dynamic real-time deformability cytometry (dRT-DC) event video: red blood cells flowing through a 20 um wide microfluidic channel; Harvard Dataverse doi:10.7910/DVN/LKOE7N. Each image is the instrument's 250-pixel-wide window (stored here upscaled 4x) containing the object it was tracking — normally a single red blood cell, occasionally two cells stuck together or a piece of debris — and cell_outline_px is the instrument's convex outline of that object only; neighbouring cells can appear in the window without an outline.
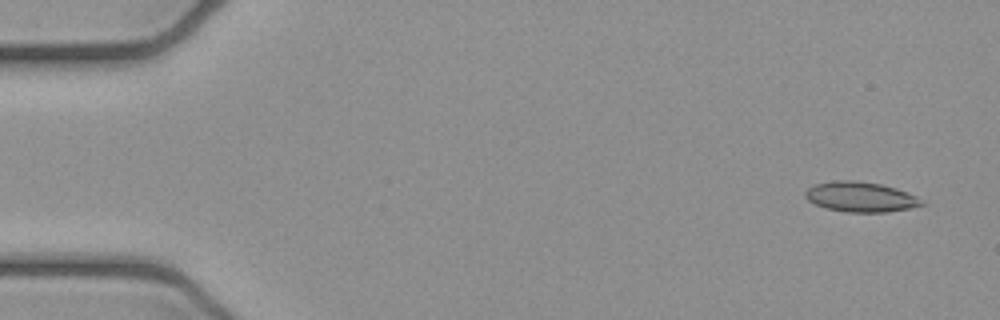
{"species": "common noctule bat (a hibernating species)", "species_latin": "Nyctalus noctula", "temperature_condition": "cold", "stored_images_in_passage": 4, "camera_frame_rate_fps": 3000, "um_per_image_px": 0.085, "animal": {"sex": "female", "body_mass_g": 21.9}, "frame": {"image": 1, "passage_image": 1, "time_ms": 0.0, "image_size_px": [1000, 320], "cell_outline_px": [[928, 204], [908, 208], [884, 212], [848, 212], [828, 208], [816, 204], [808, 200], [804, 196], [804, 192], [812, 184], [832, 180], [856, 180], [880, 184], [896, 188], [916, 196], [924, 200]], "centroid_in_image_um": [73.14, 16.72], "position_along_channel_um": 11.9, "area_um2": 20.46}}
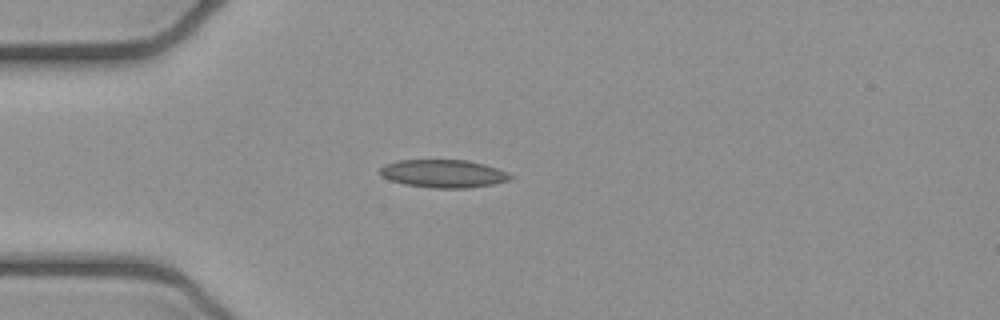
{"frame": {"image": 2, "passage_image": 4, "time_ms": 1.0, "image_size_px": [1000, 320], "cell_outline_px": [[512, 176], [508, 180], [492, 184], [468, 188], [436, 188], [404, 184], [380, 176], [380, 168], [384, 164], [400, 160], [468, 160], [484, 164], [508, 172]], "centroid_in_image_um": [37.67, 14.75], "position_along_channel_um": 47.3, "area_um2": 21.1}}